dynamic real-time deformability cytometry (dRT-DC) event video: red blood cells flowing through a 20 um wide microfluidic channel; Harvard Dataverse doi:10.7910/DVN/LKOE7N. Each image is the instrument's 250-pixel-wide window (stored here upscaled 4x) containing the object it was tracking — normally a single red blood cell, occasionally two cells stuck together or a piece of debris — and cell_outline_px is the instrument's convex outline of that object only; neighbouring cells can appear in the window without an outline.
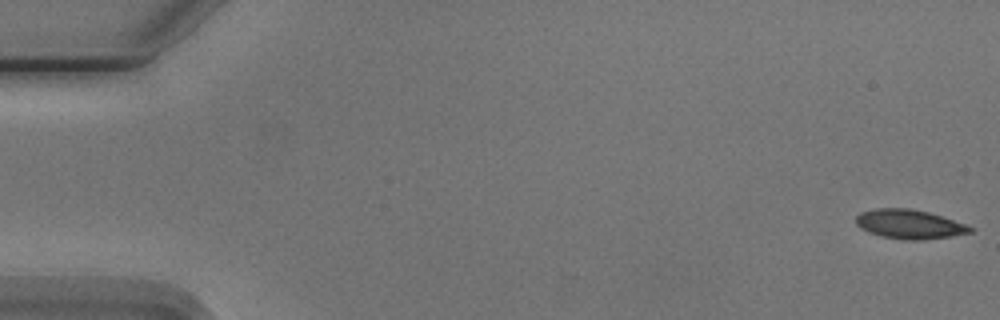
{"species": "Egyptian fruit bat (a non-hibernating species)", "species_latin": "Rousettus aegyptiacus", "temperature_condition": "cold", "stored_images_in_passage": 3, "camera_frame_rate_fps": 3000, "um_per_image_px": 0.085, "animal": {"sex": "male"}, "frame": {"image": 1, "passage_image": 1, "time_ms": 0.0, "image_size_px": [1000, 320], "cell_outline_px": [[976, 228], [972, 232], [952, 236], [924, 240], [904, 240], [880, 236], [868, 232], [860, 228], [856, 224], [856, 216], [860, 212], [876, 208], [908, 208], [928, 212]], "centroid_in_image_um": [77.27, 19.07], "position_along_channel_um": 7.7, "area_um2": 19.48}}